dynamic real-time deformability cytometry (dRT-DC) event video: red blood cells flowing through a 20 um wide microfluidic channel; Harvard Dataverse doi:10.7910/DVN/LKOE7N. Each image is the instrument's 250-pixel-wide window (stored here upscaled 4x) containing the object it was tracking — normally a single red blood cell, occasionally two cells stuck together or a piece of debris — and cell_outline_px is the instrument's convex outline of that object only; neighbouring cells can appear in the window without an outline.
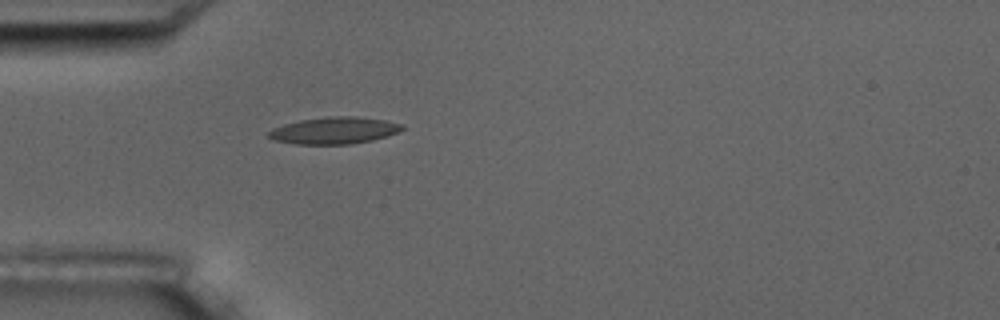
{"species": "common noctule bat (a hibernating species)", "species_latin": "Nyctalus noctula", "temperature_condition": "room temperature", "stored_images_in_passage": 1, "camera_frame_rate_fps": 3000, "um_per_image_px": 0.085, "animal": {"sex": "male", "body_mass_g": 17.5, "forearm_length_mm": 52.3}, "frame": {"image": 1, "passage_image": 1, "time_ms": 0.0, "image_size_px": [1000, 320], "cell_outline_px": [[404, 128], [388, 136], [372, 140], [348, 144], [296, 144], [276, 140], [268, 136], [268, 132], [272, 128], [284, 124], [300, 120], [328, 116], [356, 116], [384, 120], [404, 124]], "centroid_in_image_um": [28.42, 11.08], "position_along_channel_um": 56.6, "area_um2": 20.81}}